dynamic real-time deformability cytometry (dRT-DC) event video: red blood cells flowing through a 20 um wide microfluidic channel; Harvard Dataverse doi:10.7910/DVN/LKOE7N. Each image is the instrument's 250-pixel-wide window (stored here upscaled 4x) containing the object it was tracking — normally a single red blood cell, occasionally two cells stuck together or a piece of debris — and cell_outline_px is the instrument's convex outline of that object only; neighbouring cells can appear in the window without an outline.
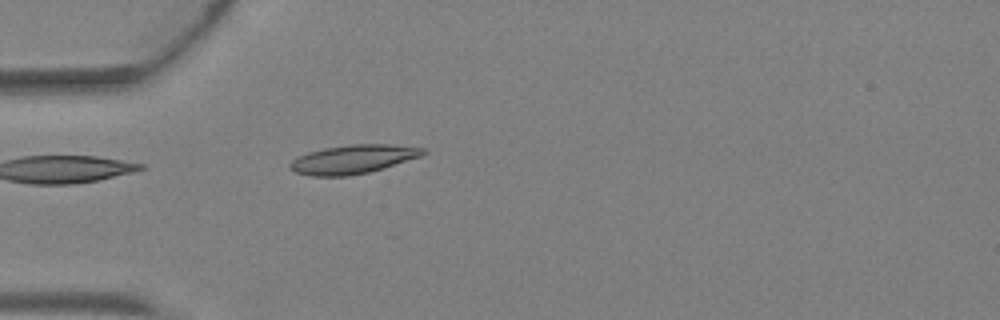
{"species": "Egyptian fruit bat (a non-hibernating species)", "species_latin": "Rousettus aegyptiacus", "temperature_condition": "warm", "stored_images_in_passage": 2, "camera_frame_rate_fps": 3000, "um_per_image_px": 0.085, "animal": {"sex": "female"}, "frame": {"image": 1, "passage_image": 2, "time_ms": 0.333, "image_size_px": [1000, 320], "cell_outline_px": [[428, 152], [420, 156], [384, 168], [368, 172], [348, 176], [312, 176], [296, 172], [288, 168], [288, 164], [296, 156], [308, 152], [324, 148], [348, 144], [392, 144], [428, 148]], "centroid_in_image_um": [30.0, 13.52], "position_along_channel_um": 55.0, "area_um2": 22.54}}